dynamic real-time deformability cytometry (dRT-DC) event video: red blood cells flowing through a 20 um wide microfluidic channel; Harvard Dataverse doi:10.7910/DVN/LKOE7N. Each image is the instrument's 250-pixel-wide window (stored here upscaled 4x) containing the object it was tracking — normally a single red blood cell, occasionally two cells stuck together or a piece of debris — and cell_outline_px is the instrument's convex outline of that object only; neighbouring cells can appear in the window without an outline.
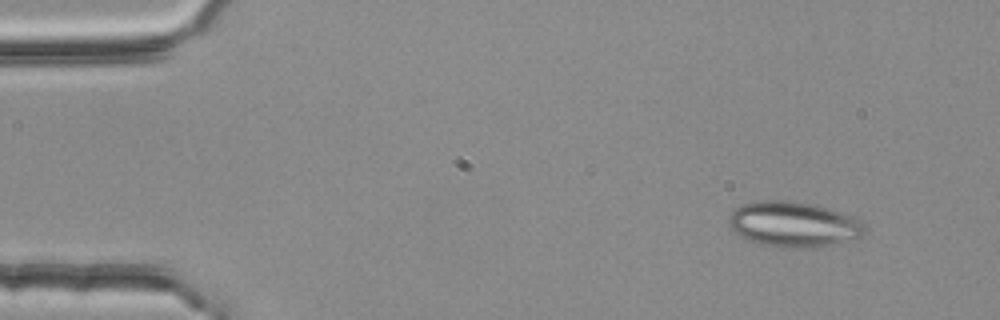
{"species": "common noctule bat (a hibernating species)", "species_latin": "Nyctalus noctula", "temperature_condition": "room temperature", "stored_images_in_passage": 3, "camera_frame_rate_fps": 3000, "um_per_image_px": 0.085, "animal": {"sex": "female", "body_mass_g": 25.1}, "frame": {"image": 1, "passage_image": 1, "time_ms": 0.0, "image_size_px": [1000, 320], "cell_outline_px": [[864, 232], [860, 236], [816, 248], [784, 248], [760, 244], [744, 240], [728, 224], [728, 216], [736, 208], [744, 204], [760, 200], [784, 200], [812, 204], [828, 208], [852, 216], [864, 224]], "centroid_in_image_um": [67.39, 19.07], "position_along_channel_um": 17.6, "area_um2": 35.78}}